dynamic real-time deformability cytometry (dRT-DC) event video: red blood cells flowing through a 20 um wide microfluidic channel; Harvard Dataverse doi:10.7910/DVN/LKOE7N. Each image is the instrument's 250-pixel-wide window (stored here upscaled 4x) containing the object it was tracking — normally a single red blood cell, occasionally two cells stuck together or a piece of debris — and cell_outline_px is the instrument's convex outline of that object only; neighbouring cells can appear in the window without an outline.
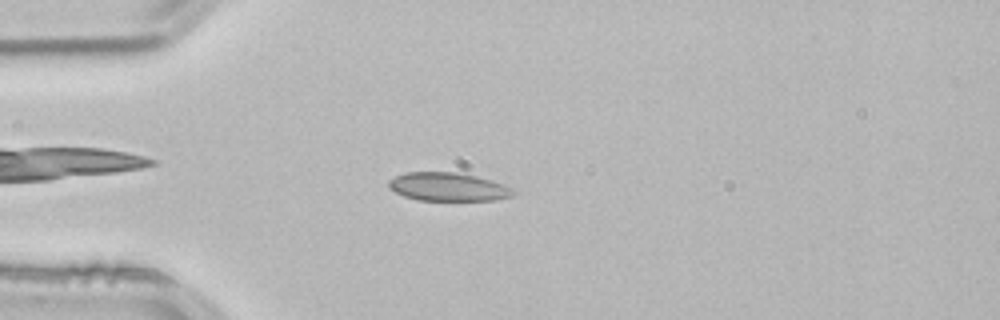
{"species": "common noctule bat (a hibernating species)", "species_latin": "Nyctalus noctula", "temperature_condition": "room temperature", "stored_images_in_passage": 44, "camera_frame_rate_fps": 3000, "um_per_image_px": 0.085, "animal": {"sex": "male", "body_mass_g": 21.5, "forearm_length_mm": 52.0}, "frame": {"image": 1, "passage_image": 5, "time_ms": 1.333, "image_size_px": [1000, 320], "cell_outline_px": [[516, 192], [512, 196], [496, 200], [416, 200], [404, 196], [388, 188], [388, 180], [404, 172], [456, 172], [476, 176], [492, 180], [504, 184], [512, 188]], "centroid_in_image_um": [38.09, 15.88], "position_along_channel_um": 46.9, "area_um2": 20.75}}
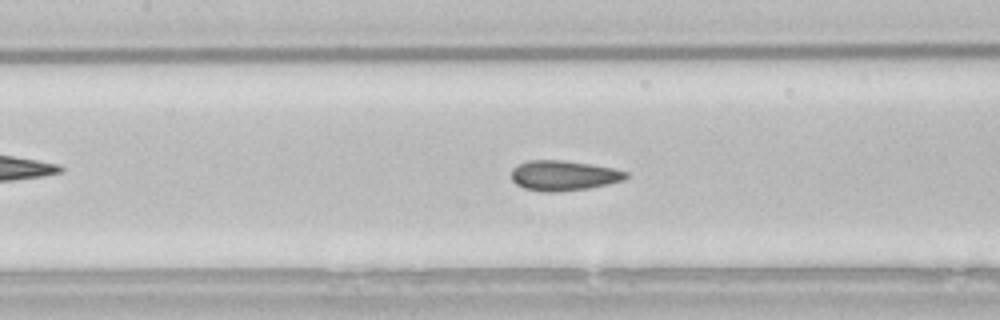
{"frame": {"image": 2, "passage_image": 15, "time_ms": 4.667, "image_size_px": [1000, 320], "cell_outline_px": [[628, 176], [624, 180], [608, 184], [588, 188], [556, 192], [544, 192], [524, 188], [516, 184], [512, 180], [512, 168], [516, 164], [528, 160], [564, 160], [592, 164], [612, 168], [628, 172]], "centroid_in_image_um": [47.89, 14.91], "position_along_channel_um": 159.5, "area_um2": 20.23}}
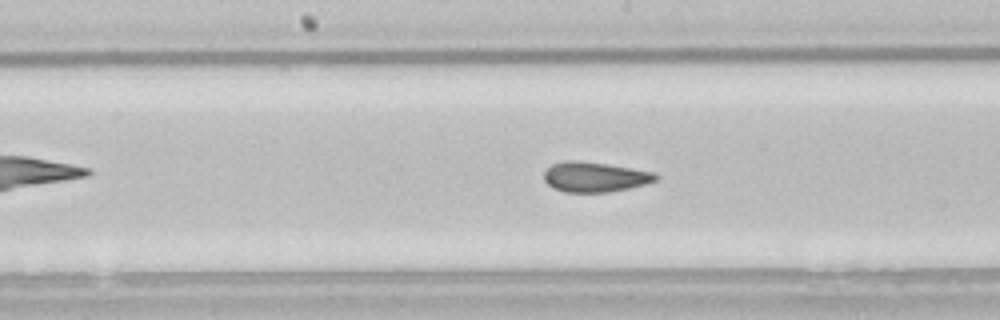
{"frame": {"image": 3, "passage_image": 18, "time_ms": 5.667, "image_size_px": [1000, 320], "cell_outline_px": [[660, 176], [656, 180], [644, 184], [628, 188], [608, 192], [564, 192], [552, 188], [544, 180], [544, 172], [552, 164], [564, 160], [580, 160], [632, 168], [652, 172]], "centroid_in_image_um": [50.52, 15.03], "position_along_channel_um": 197.7, "area_um2": 19.54}, "authors_computed_cell_mechanics": {"area_um2": 20.1722, "velocity_mm_per_s": 3.8189, "shape_relaxation_time_tau1_ms": 6.6304, "shape_relaxation_time_tau2_ms": 1.4613, "deformation_change_tau1": 0.1085, "deformation_change_tau2": 0.0517}}